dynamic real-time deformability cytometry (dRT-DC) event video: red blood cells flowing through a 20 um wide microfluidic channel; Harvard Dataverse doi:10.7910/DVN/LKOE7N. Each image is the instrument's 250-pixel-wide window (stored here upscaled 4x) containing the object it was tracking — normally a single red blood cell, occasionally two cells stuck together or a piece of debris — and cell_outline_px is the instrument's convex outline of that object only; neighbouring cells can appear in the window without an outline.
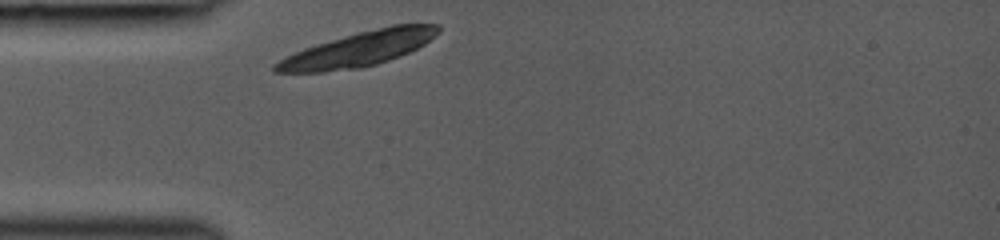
{"species": "common noctule bat (a hibernating species)", "species_latin": "Nyctalus noctula", "temperature_condition": "room temperature", "stored_images_in_passage": 27, "camera_frame_rate_fps": 3000, "um_per_image_px": 0.085, "animal": {"sex": "female", "body_mass_g": 19.0, "forearm_length_mm": 53.3}, "frame": {"image": 1, "passage_image": 1, "time_ms": 0.0, "image_size_px": [1000, 240], "cell_outline_px": [[440, 32], [424, 44], [408, 52], [388, 60], [376, 64], [360, 68], [324, 72], [276, 72], [272, 68], [272, 64], [304, 48], [316, 44], [360, 32], [392, 24], [440, 24]], "centroid_in_image_um": [30.5, 4.17], "position_along_channel_um": 54.5, "area_um2": 32.43}}
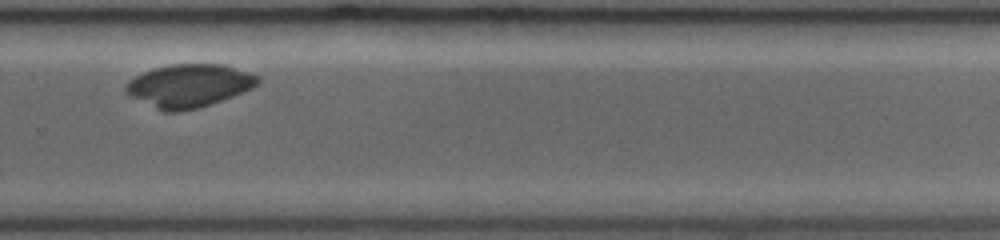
{"frame": {"image": 2, "passage_image": 20, "time_ms": 6.333, "image_size_px": [1000, 240], "cell_outline_px": [[260, 80], [252, 88], [232, 96], [196, 108], [180, 112], [164, 112], [128, 96], [124, 92], [124, 84], [128, 80], [144, 72], [156, 68], [172, 64], [224, 64], [260, 76]], "centroid_in_image_um": [16.01, 7.28], "position_along_channel_um": 313.8, "area_um2": 33.0}}
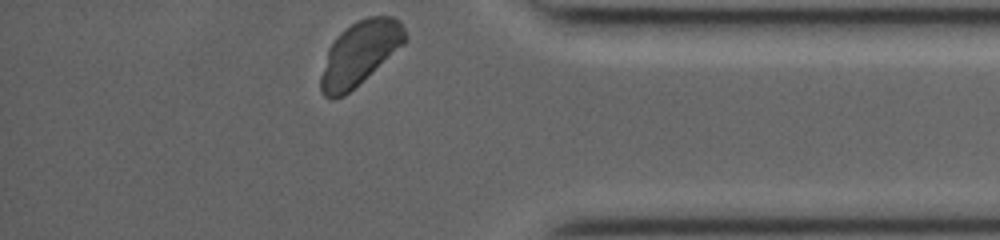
{"frame": {"image": 3, "passage_image": 27, "time_ms": 8.667, "image_size_px": [1000, 240], "cell_outline_px": [[408, 36], [404, 44], [344, 96], [332, 100], [324, 96], [320, 88], [320, 76], [328, 48], [336, 36], [340, 32], [356, 20], [368, 16], [392, 16], [400, 20]], "centroid_in_image_um": [30.56, 4.51], "position_along_channel_um": 404.6, "area_um2": 31.33}}